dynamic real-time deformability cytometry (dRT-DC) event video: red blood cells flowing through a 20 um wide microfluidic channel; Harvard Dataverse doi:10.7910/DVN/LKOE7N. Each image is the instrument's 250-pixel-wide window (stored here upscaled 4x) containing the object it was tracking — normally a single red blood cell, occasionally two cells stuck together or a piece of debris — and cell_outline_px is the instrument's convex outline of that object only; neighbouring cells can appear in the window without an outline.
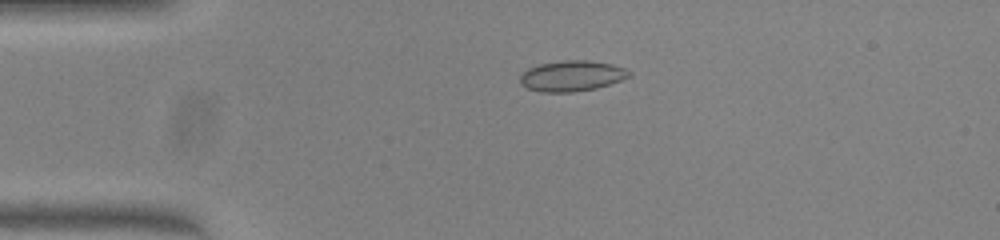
{"species": "common noctule bat (a hibernating species)", "species_latin": "Nyctalus noctula", "temperature_condition": "warm", "stored_images_in_passage": 45, "camera_frame_rate_fps": 3000, "um_per_image_px": 0.085, "animal": {"sex": "female", "body_mass_g": 23.0, "forearm_length_mm": 53.4}, "frame": {"image": 1, "passage_image": 6, "time_ms": 1.667, "image_size_px": [1000, 240], "cell_outline_px": [[632, 76], [596, 88], [572, 92], [540, 92], [528, 88], [520, 84], [520, 76], [528, 68], [540, 64], [560, 60], [588, 60], [612, 64], [624, 68], [632, 72]], "centroid_in_image_um": [48.6, 6.45], "position_along_channel_um": 36.4, "area_um2": 19.48}}
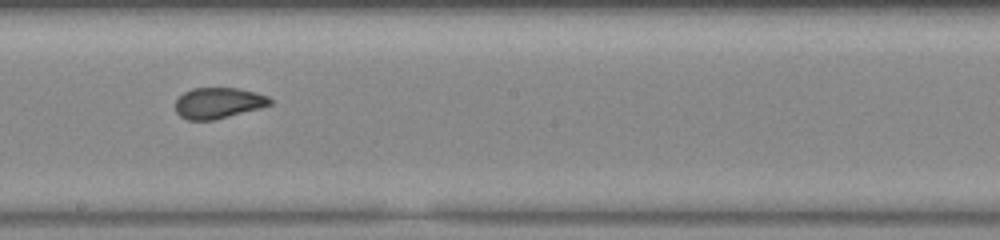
{"frame": {"image": 2, "passage_image": 23, "time_ms": 7.333, "image_size_px": [1000, 240], "cell_outline_px": [[272, 104], [260, 108], [216, 120], [188, 120], [180, 116], [176, 112], [176, 100], [184, 92], [192, 88], [236, 88], [256, 92], [268, 96], [272, 100]], "centroid_in_image_um": [18.57, 8.76], "position_along_channel_um": 229.6, "area_um2": 17.11}}
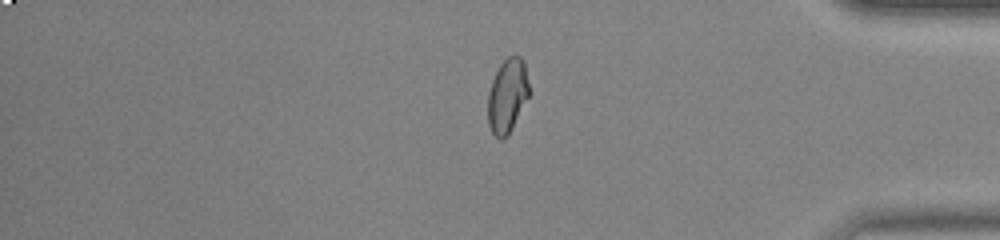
{"frame": {"image": 3, "passage_image": 37, "time_ms": 12.0, "image_size_px": [1000, 240], "cell_outline_px": [[532, 92], [508, 136], [504, 140], [500, 140], [492, 132], [488, 124], [488, 92], [492, 80], [500, 64], [508, 56], [520, 56], [524, 60]], "centroid_in_image_um": [43.17, 8.14], "position_along_channel_um": 392.0, "area_um2": 18.32}}